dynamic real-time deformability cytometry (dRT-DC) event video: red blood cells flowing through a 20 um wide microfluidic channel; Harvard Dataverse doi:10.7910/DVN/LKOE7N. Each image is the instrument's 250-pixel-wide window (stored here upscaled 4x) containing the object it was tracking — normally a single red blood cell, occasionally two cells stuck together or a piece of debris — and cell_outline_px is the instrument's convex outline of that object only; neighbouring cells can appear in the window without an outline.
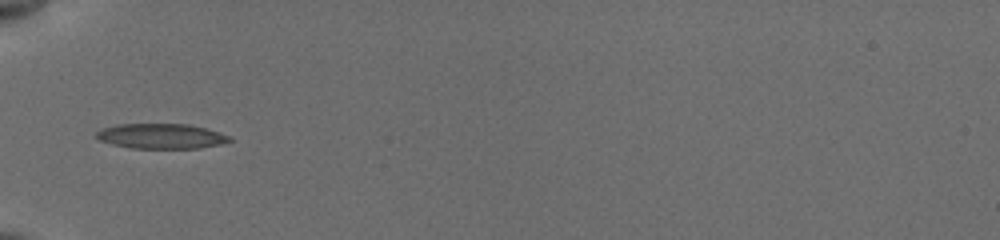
{"species": "common noctule bat (a hibernating species)", "species_latin": "Nyctalus noctula", "temperature_condition": "cold", "stored_images_in_passage": 35, "camera_frame_rate_fps": 3000, "um_per_image_px": 0.085, "animal": {"sex": "female", "body_mass_g": 19.5, "forearm_length_mm": 54.1}, "frame": {"image": 1, "passage_image": 1, "time_ms": 0.0, "image_size_px": [1000, 240], "cell_outline_px": [[232, 140], [220, 144], [200, 148], [132, 148], [112, 144], [100, 140], [96, 136], [96, 132], [100, 128], [116, 124], [188, 124], [204, 128], [232, 136]], "centroid_in_image_um": [13.69, 11.57], "position_along_channel_um": 71.3, "area_um2": 19.42}}
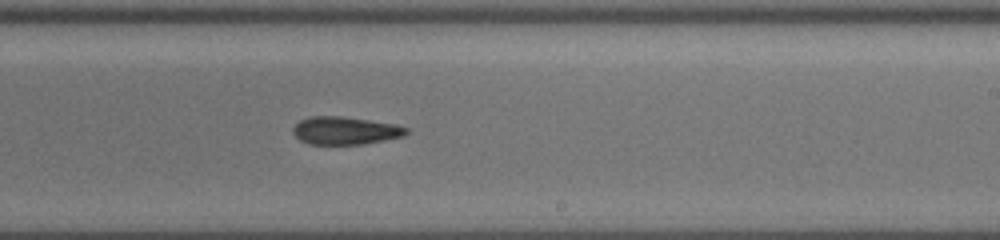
{"frame": {"image": 2, "passage_image": 16, "time_ms": 5.0, "image_size_px": [1000, 240], "cell_outline_px": [[408, 132], [404, 136], [364, 144], [308, 144], [300, 140], [292, 132], [292, 128], [300, 120], [312, 116], [340, 116], [396, 124], [408, 128]], "centroid_in_image_um": [29.34, 11.1], "position_along_channel_um": 259.7, "area_um2": 18.32}}
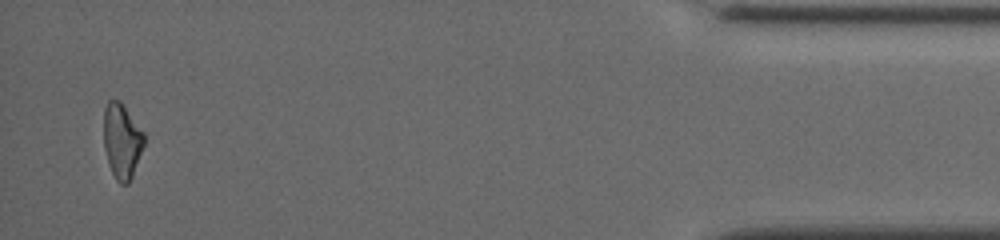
{"frame": {"image": 3, "passage_image": 34, "time_ms": 11.0, "image_size_px": [1000, 240], "cell_outline_px": [[144, 144], [132, 176], [128, 184], [120, 184], [116, 180], [108, 164], [104, 148], [104, 108], [108, 100], [120, 100], [144, 132]], "centroid_in_image_um": [10.35, 11.97], "position_along_channel_um": 424.9, "area_um2": 17.63}}